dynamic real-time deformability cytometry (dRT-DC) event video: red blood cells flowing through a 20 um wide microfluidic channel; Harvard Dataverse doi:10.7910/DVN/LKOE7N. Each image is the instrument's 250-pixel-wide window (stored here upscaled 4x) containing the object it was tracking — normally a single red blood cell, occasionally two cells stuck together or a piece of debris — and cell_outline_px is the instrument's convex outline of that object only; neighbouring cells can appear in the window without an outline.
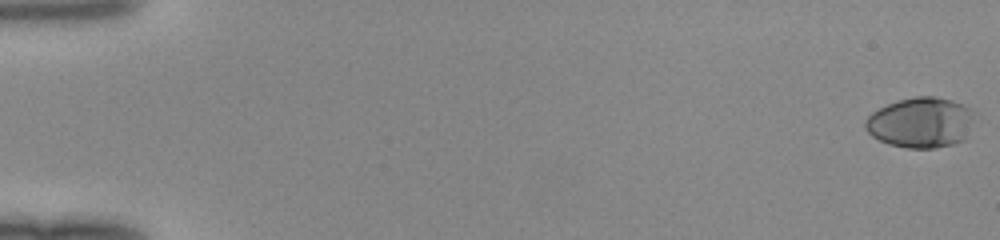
{"species": "human", "species_latin": "Homo sapiens", "temperature_condition": "room temperature", "stored_images_in_passage": 51, "camera_frame_rate_fps": 3000, "um_per_image_px": 0.085, "donor": {"sex": "female"}, "frame": {"image": 1, "passage_image": 1, "time_ms": 0.0, "image_size_px": [1000, 240], "cell_outline_px": [[980, 112], [964, 140], [952, 144], [936, 148], [908, 148], [888, 144], [872, 136], [864, 128], [864, 120], [872, 112], [896, 100], [916, 96], [936, 96], [952, 100], [964, 104]], "centroid_in_image_um": [78.33, 10.4], "position_along_channel_um": 6.7, "area_um2": 32.83}}
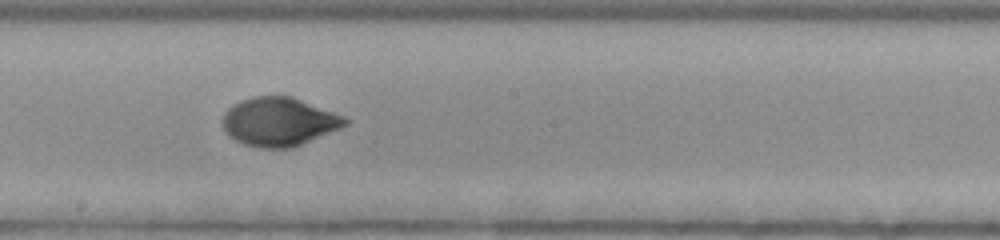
{"frame": {"image": 2, "passage_image": 30, "time_ms": 9.667, "image_size_px": [1000, 240], "cell_outline_px": [[348, 124], [340, 128], [292, 148], [260, 148], [244, 144], [228, 136], [224, 128], [224, 112], [232, 104], [240, 100], [256, 96], [292, 96], [344, 116], [348, 120]], "centroid_in_image_um": [23.71, 10.34], "position_along_channel_um": 224.5, "area_um2": 34.56}}
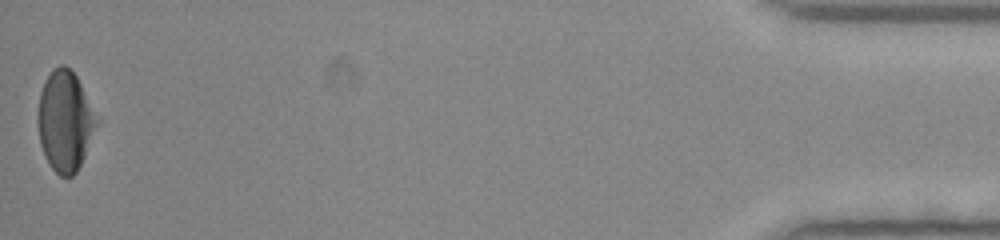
{"frame": {"image": 3, "passage_image": 51, "time_ms": 16.667, "image_size_px": [1000, 240], "cell_outline_px": [[100, 120], [84, 156], [76, 172], [72, 176], [60, 176], [48, 164], [44, 156], [40, 144], [36, 120], [36, 116], [40, 92], [52, 68], [60, 64], [64, 64], [76, 76]], "centroid_in_image_um": [5.51, 10.29], "position_along_channel_um": 429.7, "area_um2": 34.56}}